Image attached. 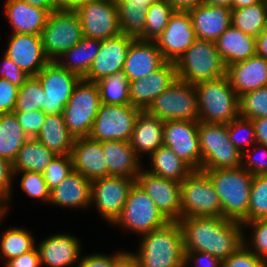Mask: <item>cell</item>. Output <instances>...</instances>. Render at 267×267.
<instances>
[{"label":"cell","mask_w":267,"mask_h":267,"mask_svg":"<svg viewBox=\"0 0 267 267\" xmlns=\"http://www.w3.org/2000/svg\"><path fill=\"white\" fill-rule=\"evenodd\" d=\"M178 222L184 252H205L222 261L244 244L241 222L224 217H184Z\"/></svg>","instance_id":"1"},{"label":"cell","mask_w":267,"mask_h":267,"mask_svg":"<svg viewBox=\"0 0 267 267\" xmlns=\"http://www.w3.org/2000/svg\"><path fill=\"white\" fill-rule=\"evenodd\" d=\"M141 237L135 254L141 267H184L183 233L178 221H168Z\"/></svg>","instance_id":"2"},{"label":"cell","mask_w":267,"mask_h":267,"mask_svg":"<svg viewBox=\"0 0 267 267\" xmlns=\"http://www.w3.org/2000/svg\"><path fill=\"white\" fill-rule=\"evenodd\" d=\"M209 177L222 207V216L241 222L248 214L253 175L244 168L202 170Z\"/></svg>","instance_id":"3"},{"label":"cell","mask_w":267,"mask_h":267,"mask_svg":"<svg viewBox=\"0 0 267 267\" xmlns=\"http://www.w3.org/2000/svg\"><path fill=\"white\" fill-rule=\"evenodd\" d=\"M197 92L198 122L228 124L240 115L239 96L227 75L194 85Z\"/></svg>","instance_id":"4"},{"label":"cell","mask_w":267,"mask_h":267,"mask_svg":"<svg viewBox=\"0 0 267 267\" xmlns=\"http://www.w3.org/2000/svg\"><path fill=\"white\" fill-rule=\"evenodd\" d=\"M177 79L195 85L226 75V66L215 43L196 39L175 63Z\"/></svg>","instance_id":"5"},{"label":"cell","mask_w":267,"mask_h":267,"mask_svg":"<svg viewBox=\"0 0 267 267\" xmlns=\"http://www.w3.org/2000/svg\"><path fill=\"white\" fill-rule=\"evenodd\" d=\"M198 135L201 171L241 166L242 153L229 140L227 124L198 122Z\"/></svg>","instance_id":"6"},{"label":"cell","mask_w":267,"mask_h":267,"mask_svg":"<svg viewBox=\"0 0 267 267\" xmlns=\"http://www.w3.org/2000/svg\"><path fill=\"white\" fill-rule=\"evenodd\" d=\"M184 217H223L219 195L204 171L193 170L181 183Z\"/></svg>","instance_id":"7"},{"label":"cell","mask_w":267,"mask_h":267,"mask_svg":"<svg viewBox=\"0 0 267 267\" xmlns=\"http://www.w3.org/2000/svg\"><path fill=\"white\" fill-rule=\"evenodd\" d=\"M100 105L97 84L81 79L63 109L66 127L74 138L89 136Z\"/></svg>","instance_id":"8"},{"label":"cell","mask_w":267,"mask_h":267,"mask_svg":"<svg viewBox=\"0 0 267 267\" xmlns=\"http://www.w3.org/2000/svg\"><path fill=\"white\" fill-rule=\"evenodd\" d=\"M81 22L76 11L55 9L50 12L41 33L43 49L50 61H56L64 52L83 38Z\"/></svg>","instance_id":"9"},{"label":"cell","mask_w":267,"mask_h":267,"mask_svg":"<svg viewBox=\"0 0 267 267\" xmlns=\"http://www.w3.org/2000/svg\"><path fill=\"white\" fill-rule=\"evenodd\" d=\"M168 221L149 195L135 182L129 190L120 216L113 225L119 224L141 236L165 225Z\"/></svg>","instance_id":"10"},{"label":"cell","mask_w":267,"mask_h":267,"mask_svg":"<svg viewBox=\"0 0 267 267\" xmlns=\"http://www.w3.org/2000/svg\"><path fill=\"white\" fill-rule=\"evenodd\" d=\"M146 111L164 121H198L196 89L194 85L176 79Z\"/></svg>","instance_id":"11"},{"label":"cell","mask_w":267,"mask_h":267,"mask_svg":"<svg viewBox=\"0 0 267 267\" xmlns=\"http://www.w3.org/2000/svg\"><path fill=\"white\" fill-rule=\"evenodd\" d=\"M141 111L131 104L101 103L88 137L99 142L110 140L129 142L136 119Z\"/></svg>","instance_id":"12"},{"label":"cell","mask_w":267,"mask_h":267,"mask_svg":"<svg viewBox=\"0 0 267 267\" xmlns=\"http://www.w3.org/2000/svg\"><path fill=\"white\" fill-rule=\"evenodd\" d=\"M36 77L45 92L42 111L46 115L63 114V109L81 78L62 68L56 61H49Z\"/></svg>","instance_id":"13"},{"label":"cell","mask_w":267,"mask_h":267,"mask_svg":"<svg viewBox=\"0 0 267 267\" xmlns=\"http://www.w3.org/2000/svg\"><path fill=\"white\" fill-rule=\"evenodd\" d=\"M76 13L83 36L106 40L121 34L115 0H94L82 5Z\"/></svg>","instance_id":"14"},{"label":"cell","mask_w":267,"mask_h":267,"mask_svg":"<svg viewBox=\"0 0 267 267\" xmlns=\"http://www.w3.org/2000/svg\"><path fill=\"white\" fill-rule=\"evenodd\" d=\"M134 178L124 176H106L91 181V204L110 224L120 216Z\"/></svg>","instance_id":"15"},{"label":"cell","mask_w":267,"mask_h":267,"mask_svg":"<svg viewBox=\"0 0 267 267\" xmlns=\"http://www.w3.org/2000/svg\"><path fill=\"white\" fill-rule=\"evenodd\" d=\"M163 145L170 148L193 170H200L202 153L199 144L198 121H164Z\"/></svg>","instance_id":"16"},{"label":"cell","mask_w":267,"mask_h":267,"mask_svg":"<svg viewBox=\"0 0 267 267\" xmlns=\"http://www.w3.org/2000/svg\"><path fill=\"white\" fill-rule=\"evenodd\" d=\"M135 182L149 195L169 221H178L181 218V183L142 169Z\"/></svg>","instance_id":"17"},{"label":"cell","mask_w":267,"mask_h":267,"mask_svg":"<svg viewBox=\"0 0 267 267\" xmlns=\"http://www.w3.org/2000/svg\"><path fill=\"white\" fill-rule=\"evenodd\" d=\"M196 39L188 11H175L155 43L166 62L176 63Z\"/></svg>","instance_id":"18"},{"label":"cell","mask_w":267,"mask_h":267,"mask_svg":"<svg viewBox=\"0 0 267 267\" xmlns=\"http://www.w3.org/2000/svg\"><path fill=\"white\" fill-rule=\"evenodd\" d=\"M5 55L28 76H36L50 61L44 52L41 35L13 33Z\"/></svg>","instance_id":"19"},{"label":"cell","mask_w":267,"mask_h":267,"mask_svg":"<svg viewBox=\"0 0 267 267\" xmlns=\"http://www.w3.org/2000/svg\"><path fill=\"white\" fill-rule=\"evenodd\" d=\"M133 40L134 38L123 34L101 40L99 52L84 80L97 82L108 75L123 70L128 48Z\"/></svg>","instance_id":"20"},{"label":"cell","mask_w":267,"mask_h":267,"mask_svg":"<svg viewBox=\"0 0 267 267\" xmlns=\"http://www.w3.org/2000/svg\"><path fill=\"white\" fill-rule=\"evenodd\" d=\"M177 79L175 63L165 62L143 79L130 81L131 105L146 111L152 102Z\"/></svg>","instance_id":"21"},{"label":"cell","mask_w":267,"mask_h":267,"mask_svg":"<svg viewBox=\"0 0 267 267\" xmlns=\"http://www.w3.org/2000/svg\"><path fill=\"white\" fill-rule=\"evenodd\" d=\"M70 156L73 170L88 180L93 181L108 176L102 142L92 140L89 137L75 138Z\"/></svg>","instance_id":"22"},{"label":"cell","mask_w":267,"mask_h":267,"mask_svg":"<svg viewBox=\"0 0 267 267\" xmlns=\"http://www.w3.org/2000/svg\"><path fill=\"white\" fill-rule=\"evenodd\" d=\"M165 62L155 41L134 39L128 48L123 71L129 81L143 79L159 69Z\"/></svg>","instance_id":"23"},{"label":"cell","mask_w":267,"mask_h":267,"mask_svg":"<svg viewBox=\"0 0 267 267\" xmlns=\"http://www.w3.org/2000/svg\"><path fill=\"white\" fill-rule=\"evenodd\" d=\"M188 13L200 40L215 42L231 26V8L199 4Z\"/></svg>","instance_id":"24"},{"label":"cell","mask_w":267,"mask_h":267,"mask_svg":"<svg viewBox=\"0 0 267 267\" xmlns=\"http://www.w3.org/2000/svg\"><path fill=\"white\" fill-rule=\"evenodd\" d=\"M226 75L240 98L245 93L267 86V60L257 55L252 56L228 66Z\"/></svg>","instance_id":"25"},{"label":"cell","mask_w":267,"mask_h":267,"mask_svg":"<svg viewBox=\"0 0 267 267\" xmlns=\"http://www.w3.org/2000/svg\"><path fill=\"white\" fill-rule=\"evenodd\" d=\"M40 262L49 267H67L79 263L81 245L75 236L57 234L46 238L36 246Z\"/></svg>","instance_id":"26"},{"label":"cell","mask_w":267,"mask_h":267,"mask_svg":"<svg viewBox=\"0 0 267 267\" xmlns=\"http://www.w3.org/2000/svg\"><path fill=\"white\" fill-rule=\"evenodd\" d=\"M4 5L8 21L13 27L12 33L41 35L50 14L46 9L20 0H6Z\"/></svg>","instance_id":"27"},{"label":"cell","mask_w":267,"mask_h":267,"mask_svg":"<svg viewBox=\"0 0 267 267\" xmlns=\"http://www.w3.org/2000/svg\"><path fill=\"white\" fill-rule=\"evenodd\" d=\"M103 153L108 167V176L136 177L141 171L139 157L129 142L110 140L102 142Z\"/></svg>","instance_id":"28"},{"label":"cell","mask_w":267,"mask_h":267,"mask_svg":"<svg viewBox=\"0 0 267 267\" xmlns=\"http://www.w3.org/2000/svg\"><path fill=\"white\" fill-rule=\"evenodd\" d=\"M49 203L62 207H87L91 204V181L73 170L50 191Z\"/></svg>","instance_id":"29"},{"label":"cell","mask_w":267,"mask_h":267,"mask_svg":"<svg viewBox=\"0 0 267 267\" xmlns=\"http://www.w3.org/2000/svg\"><path fill=\"white\" fill-rule=\"evenodd\" d=\"M163 126L164 120L152 116L147 111L139 113L129 141L139 158V153L151 155L163 146Z\"/></svg>","instance_id":"30"},{"label":"cell","mask_w":267,"mask_h":267,"mask_svg":"<svg viewBox=\"0 0 267 267\" xmlns=\"http://www.w3.org/2000/svg\"><path fill=\"white\" fill-rule=\"evenodd\" d=\"M214 43L226 68L256 55L255 37L232 25Z\"/></svg>","instance_id":"31"},{"label":"cell","mask_w":267,"mask_h":267,"mask_svg":"<svg viewBox=\"0 0 267 267\" xmlns=\"http://www.w3.org/2000/svg\"><path fill=\"white\" fill-rule=\"evenodd\" d=\"M36 139L56 155H69L75 140L66 127L63 114L46 115Z\"/></svg>","instance_id":"32"},{"label":"cell","mask_w":267,"mask_h":267,"mask_svg":"<svg viewBox=\"0 0 267 267\" xmlns=\"http://www.w3.org/2000/svg\"><path fill=\"white\" fill-rule=\"evenodd\" d=\"M118 8L121 34L143 40L146 12L159 0H115Z\"/></svg>","instance_id":"33"},{"label":"cell","mask_w":267,"mask_h":267,"mask_svg":"<svg viewBox=\"0 0 267 267\" xmlns=\"http://www.w3.org/2000/svg\"><path fill=\"white\" fill-rule=\"evenodd\" d=\"M101 40L94 38L83 37L81 41L72 48L64 52L60 57L70 59L61 61L59 58L56 62L67 71L78 75L84 79L89 72L91 64L99 52Z\"/></svg>","instance_id":"34"},{"label":"cell","mask_w":267,"mask_h":267,"mask_svg":"<svg viewBox=\"0 0 267 267\" xmlns=\"http://www.w3.org/2000/svg\"><path fill=\"white\" fill-rule=\"evenodd\" d=\"M56 154L36 138H29L13 161L14 174L23 171L43 173Z\"/></svg>","instance_id":"35"},{"label":"cell","mask_w":267,"mask_h":267,"mask_svg":"<svg viewBox=\"0 0 267 267\" xmlns=\"http://www.w3.org/2000/svg\"><path fill=\"white\" fill-rule=\"evenodd\" d=\"M152 169L147 170L151 174L182 183L193 169L181 160L170 148L159 147L150 155Z\"/></svg>","instance_id":"36"},{"label":"cell","mask_w":267,"mask_h":267,"mask_svg":"<svg viewBox=\"0 0 267 267\" xmlns=\"http://www.w3.org/2000/svg\"><path fill=\"white\" fill-rule=\"evenodd\" d=\"M28 139L14 112L0 114V157L13 163Z\"/></svg>","instance_id":"37"},{"label":"cell","mask_w":267,"mask_h":267,"mask_svg":"<svg viewBox=\"0 0 267 267\" xmlns=\"http://www.w3.org/2000/svg\"><path fill=\"white\" fill-rule=\"evenodd\" d=\"M231 25L243 33L257 37L267 28V2L231 9Z\"/></svg>","instance_id":"38"},{"label":"cell","mask_w":267,"mask_h":267,"mask_svg":"<svg viewBox=\"0 0 267 267\" xmlns=\"http://www.w3.org/2000/svg\"><path fill=\"white\" fill-rule=\"evenodd\" d=\"M101 103L111 105L131 104L130 81L123 70L108 75L97 82Z\"/></svg>","instance_id":"39"},{"label":"cell","mask_w":267,"mask_h":267,"mask_svg":"<svg viewBox=\"0 0 267 267\" xmlns=\"http://www.w3.org/2000/svg\"><path fill=\"white\" fill-rule=\"evenodd\" d=\"M174 12V8L167 0L152 3L146 12L143 41H156L165 30Z\"/></svg>","instance_id":"40"},{"label":"cell","mask_w":267,"mask_h":267,"mask_svg":"<svg viewBox=\"0 0 267 267\" xmlns=\"http://www.w3.org/2000/svg\"><path fill=\"white\" fill-rule=\"evenodd\" d=\"M0 240V257L1 254L5 258L7 257L6 261L35 248L34 238L31 233L19 228H11L4 233L2 232Z\"/></svg>","instance_id":"41"},{"label":"cell","mask_w":267,"mask_h":267,"mask_svg":"<svg viewBox=\"0 0 267 267\" xmlns=\"http://www.w3.org/2000/svg\"><path fill=\"white\" fill-rule=\"evenodd\" d=\"M267 219V175H256L251 183L247 216L241 221Z\"/></svg>","instance_id":"42"},{"label":"cell","mask_w":267,"mask_h":267,"mask_svg":"<svg viewBox=\"0 0 267 267\" xmlns=\"http://www.w3.org/2000/svg\"><path fill=\"white\" fill-rule=\"evenodd\" d=\"M43 91L36 76H30L18 90L14 112H31L43 109Z\"/></svg>","instance_id":"43"},{"label":"cell","mask_w":267,"mask_h":267,"mask_svg":"<svg viewBox=\"0 0 267 267\" xmlns=\"http://www.w3.org/2000/svg\"><path fill=\"white\" fill-rule=\"evenodd\" d=\"M227 131L229 140L241 153L245 151L246 146L249 147L247 149H250L251 145L254 144L253 146H255L257 144L255 128L253 121L250 119L244 118L239 115L237 118L227 124ZM243 132H246L247 137L242 135Z\"/></svg>","instance_id":"44"},{"label":"cell","mask_w":267,"mask_h":267,"mask_svg":"<svg viewBox=\"0 0 267 267\" xmlns=\"http://www.w3.org/2000/svg\"><path fill=\"white\" fill-rule=\"evenodd\" d=\"M239 100L240 116L250 120L267 117V86L245 93Z\"/></svg>","instance_id":"45"},{"label":"cell","mask_w":267,"mask_h":267,"mask_svg":"<svg viewBox=\"0 0 267 267\" xmlns=\"http://www.w3.org/2000/svg\"><path fill=\"white\" fill-rule=\"evenodd\" d=\"M73 171L69 155H56L43 172L48 189L56 188Z\"/></svg>","instance_id":"46"},{"label":"cell","mask_w":267,"mask_h":267,"mask_svg":"<svg viewBox=\"0 0 267 267\" xmlns=\"http://www.w3.org/2000/svg\"><path fill=\"white\" fill-rule=\"evenodd\" d=\"M20 182L21 189L30 197L50 201V190L48 189L43 173L23 171Z\"/></svg>","instance_id":"47"},{"label":"cell","mask_w":267,"mask_h":267,"mask_svg":"<svg viewBox=\"0 0 267 267\" xmlns=\"http://www.w3.org/2000/svg\"><path fill=\"white\" fill-rule=\"evenodd\" d=\"M243 225H248L249 227L252 226L253 230V237H251V241L248 242L250 244L244 239V245L267 263V219L244 222ZM249 247H252V249Z\"/></svg>","instance_id":"48"},{"label":"cell","mask_w":267,"mask_h":267,"mask_svg":"<svg viewBox=\"0 0 267 267\" xmlns=\"http://www.w3.org/2000/svg\"><path fill=\"white\" fill-rule=\"evenodd\" d=\"M267 263L244 244L228 258L221 261V267H266Z\"/></svg>","instance_id":"49"},{"label":"cell","mask_w":267,"mask_h":267,"mask_svg":"<svg viewBox=\"0 0 267 267\" xmlns=\"http://www.w3.org/2000/svg\"><path fill=\"white\" fill-rule=\"evenodd\" d=\"M19 124L29 138H36L45 122L46 114L42 110L31 112H14Z\"/></svg>","instance_id":"50"},{"label":"cell","mask_w":267,"mask_h":267,"mask_svg":"<svg viewBox=\"0 0 267 267\" xmlns=\"http://www.w3.org/2000/svg\"><path fill=\"white\" fill-rule=\"evenodd\" d=\"M19 87L0 78V114L13 113L18 97Z\"/></svg>","instance_id":"51"},{"label":"cell","mask_w":267,"mask_h":267,"mask_svg":"<svg viewBox=\"0 0 267 267\" xmlns=\"http://www.w3.org/2000/svg\"><path fill=\"white\" fill-rule=\"evenodd\" d=\"M256 145L258 148L260 147V149H265L264 156H262L265 159H262L260 155H258V158L253 157V153L247 149L242 153L241 167L249 171L253 176L267 175V146L258 144ZM244 158H246L245 161Z\"/></svg>","instance_id":"52"},{"label":"cell","mask_w":267,"mask_h":267,"mask_svg":"<svg viewBox=\"0 0 267 267\" xmlns=\"http://www.w3.org/2000/svg\"><path fill=\"white\" fill-rule=\"evenodd\" d=\"M12 176H15L12 162L0 157V202L4 206L11 196Z\"/></svg>","instance_id":"53"},{"label":"cell","mask_w":267,"mask_h":267,"mask_svg":"<svg viewBox=\"0 0 267 267\" xmlns=\"http://www.w3.org/2000/svg\"><path fill=\"white\" fill-rule=\"evenodd\" d=\"M0 69V78L10 81L13 85L21 87L30 77L23 72L9 57L4 54Z\"/></svg>","instance_id":"54"},{"label":"cell","mask_w":267,"mask_h":267,"mask_svg":"<svg viewBox=\"0 0 267 267\" xmlns=\"http://www.w3.org/2000/svg\"><path fill=\"white\" fill-rule=\"evenodd\" d=\"M5 267H41L40 255L37 247L6 261Z\"/></svg>","instance_id":"55"},{"label":"cell","mask_w":267,"mask_h":267,"mask_svg":"<svg viewBox=\"0 0 267 267\" xmlns=\"http://www.w3.org/2000/svg\"><path fill=\"white\" fill-rule=\"evenodd\" d=\"M189 261L194 262L196 267H221V261L218 258L205 252H185L184 267L191 263Z\"/></svg>","instance_id":"56"},{"label":"cell","mask_w":267,"mask_h":267,"mask_svg":"<svg viewBox=\"0 0 267 267\" xmlns=\"http://www.w3.org/2000/svg\"><path fill=\"white\" fill-rule=\"evenodd\" d=\"M122 252H117L112 256L104 254H94L88 255L80 259L78 267H111L113 261L121 254Z\"/></svg>","instance_id":"57"},{"label":"cell","mask_w":267,"mask_h":267,"mask_svg":"<svg viewBox=\"0 0 267 267\" xmlns=\"http://www.w3.org/2000/svg\"><path fill=\"white\" fill-rule=\"evenodd\" d=\"M256 143L267 146V117L253 119Z\"/></svg>","instance_id":"58"},{"label":"cell","mask_w":267,"mask_h":267,"mask_svg":"<svg viewBox=\"0 0 267 267\" xmlns=\"http://www.w3.org/2000/svg\"><path fill=\"white\" fill-rule=\"evenodd\" d=\"M111 267H141L137 257L130 252H122L112 263Z\"/></svg>","instance_id":"59"},{"label":"cell","mask_w":267,"mask_h":267,"mask_svg":"<svg viewBox=\"0 0 267 267\" xmlns=\"http://www.w3.org/2000/svg\"><path fill=\"white\" fill-rule=\"evenodd\" d=\"M94 0H54L56 9L77 11L82 5Z\"/></svg>","instance_id":"60"},{"label":"cell","mask_w":267,"mask_h":267,"mask_svg":"<svg viewBox=\"0 0 267 267\" xmlns=\"http://www.w3.org/2000/svg\"><path fill=\"white\" fill-rule=\"evenodd\" d=\"M175 11H189L194 9L202 0H167Z\"/></svg>","instance_id":"61"},{"label":"cell","mask_w":267,"mask_h":267,"mask_svg":"<svg viewBox=\"0 0 267 267\" xmlns=\"http://www.w3.org/2000/svg\"><path fill=\"white\" fill-rule=\"evenodd\" d=\"M256 55L267 60V28L264 29L256 38Z\"/></svg>","instance_id":"62"},{"label":"cell","mask_w":267,"mask_h":267,"mask_svg":"<svg viewBox=\"0 0 267 267\" xmlns=\"http://www.w3.org/2000/svg\"><path fill=\"white\" fill-rule=\"evenodd\" d=\"M26 2L27 4L38 7L41 9H46L49 13L56 9L54 0H20Z\"/></svg>","instance_id":"63"},{"label":"cell","mask_w":267,"mask_h":267,"mask_svg":"<svg viewBox=\"0 0 267 267\" xmlns=\"http://www.w3.org/2000/svg\"><path fill=\"white\" fill-rule=\"evenodd\" d=\"M265 0H232L231 9H239L246 6L262 3Z\"/></svg>","instance_id":"64"},{"label":"cell","mask_w":267,"mask_h":267,"mask_svg":"<svg viewBox=\"0 0 267 267\" xmlns=\"http://www.w3.org/2000/svg\"><path fill=\"white\" fill-rule=\"evenodd\" d=\"M232 0H202V4L231 8Z\"/></svg>","instance_id":"65"},{"label":"cell","mask_w":267,"mask_h":267,"mask_svg":"<svg viewBox=\"0 0 267 267\" xmlns=\"http://www.w3.org/2000/svg\"><path fill=\"white\" fill-rule=\"evenodd\" d=\"M7 212V205L4 206L1 202H0V222L1 219L3 218V216H5V213Z\"/></svg>","instance_id":"66"}]
</instances>
